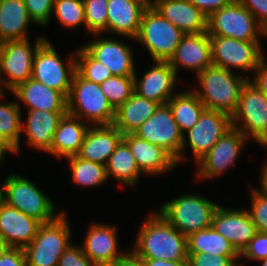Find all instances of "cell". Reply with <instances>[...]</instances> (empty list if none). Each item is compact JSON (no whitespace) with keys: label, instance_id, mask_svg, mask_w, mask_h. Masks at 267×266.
I'll return each mask as SVG.
<instances>
[{"label":"cell","instance_id":"cell-1","mask_svg":"<svg viewBox=\"0 0 267 266\" xmlns=\"http://www.w3.org/2000/svg\"><path fill=\"white\" fill-rule=\"evenodd\" d=\"M131 249L142 259L188 260L187 237L160 213H152L139 228Z\"/></svg>","mask_w":267,"mask_h":266},{"label":"cell","instance_id":"cell-2","mask_svg":"<svg viewBox=\"0 0 267 266\" xmlns=\"http://www.w3.org/2000/svg\"><path fill=\"white\" fill-rule=\"evenodd\" d=\"M200 89H193L206 109L224 112L230 116L237 109L240 93L248 79L227 69L207 67L197 75Z\"/></svg>","mask_w":267,"mask_h":266},{"label":"cell","instance_id":"cell-3","mask_svg":"<svg viewBox=\"0 0 267 266\" xmlns=\"http://www.w3.org/2000/svg\"><path fill=\"white\" fill-rule=\"evenodd\" d=\"M67 113L79 117L92 126L114 124L115 110L101 90L93 83L74 73L67 97Z\"/></svg>","mask_w":267,"mask_h":266},{"label":"cell","instance_id":"cell-4","mask_svg":"<svg viewBox=\"0 0 267 266\" xmlns=\"http://www.w3.org/2000/svg\"><path fill=\"white\" fill-rule=\"evenodd\" d=\"M218 204L202 195L187 193L164 203L160 213L181 234L188 237L192 233L211 227L212 216Z\"/></svg>","mask_w":267,"mask_h":266},{"label":"cell","instance_id":"cell-5","mask_svg":"<svg viewBox=\"0 0 267 266\" xmlns=\"http://www.w3.org/2000/svg\"><path fill=\"white\" fill-rule=\"evenodd\" d=\"M3 187V202L41 223L52 222L62 214L56 213L55 204L49 196L20 175H7Z\"/></svg>","mask_w":267,"mask_h":266},{"label":"cell","instance_id":"cell-6","mask_svg":"<svg viewBox=\"0 0 267 266\" xmlns=\"http://www.w3.org/2000/svg\"><path fill=\"white\" fill-rule=\"evenodd\" d=\"M65 212L42 223L32 242L24 248L27 266H57L69 243L71 231Z\"/></svg>","mask_w":267,"mask_h":266},{"label":"cell","instance_id":"cell-7","mask_svg":"<svg viewBox=\"0 0 267 266\" xmlns=\"http://www.w3.org/2000/svg\"><path fill=\"white\" fill-rule=\"evenodd\" d=\"M184 34L154 7H147L134 40L146 47L153 61H169Z\"/></svg>","mask_w":267,"mask_h":266},{"label":"cell","instance_id":"cell-8","mask_svg":"<svg viewBox=\"0 0 267 266\" xmlns=\"http://www.w3.org/2000/svg\"><path fill=\"white\" fill-rule=\"evenodd\" d=\"M231 121L232 126L239 129L246 138L251 136L258 145L267 149V96L249 80L241 90Z\"/></svg>","mask_w":267,"mask_h":266},{"label":"cell","instance_id":"cell-9","mask_svg":"<svg viewBox=\"0 0 267 266\" xmlns=\"http://www.w3.org/2000/svg\"><path fill=\"white\" fill-rule=\"evenodd\" d=\"M209 36H223L241 41L260 42L267 33L257 23L252 13L238 0L213 12L208 17Z\"/></svg>","mask_w":267,"mask_h":266},{"label":"cell","instance_id":"cell-10","mask_svg":"<svg viewBox=\"0 0 267 266\" xmlns=\"http://www.w3.org/2000/svg\"><path fill=\"white\" fill-rule=\"evenodd\" d=\"M73 54L65 66L51 42L46 39L35 53L31 78L60 91L67 98L76 72V57Z\"/></svg>","mask_w":267,"mask_h":266},{"label":"cell","instance_id":"cell-11","mask_svg":"<svg viewBox=\"0 0 267 266\" xmlns=\"http://www.w3.org/2000/svg\"><path fill=\"white\" fill-rule=\"evenodd\" d=\"M45 40L44 36L39 37L34 46L29 39L0 43V75L7 90L12 91L31 78L35 53ZM5 74L8 79H4Z\"/></svg>","mask_w":267,"mask_h":266},{"label":"cell","instance_id":"cell-12","mask_svg":"<svg viewBox=\"0 0 267 266\" xmlns=\"http://www.w3.org/2000/svg\"><path fill=\"white\" fill-rule=\"evenodd\" d=\"M210 44L212 65L229 71L234 67L254 73L263 55L261 42L210 36Z\"/></svg>","mask_w":267,"mask_h":266},{"label":"cell","instance_id":"cell-13","mask_svg":"<svg viewBox=\"0 0 267 266\" xmlns=\"http://www.w3.org/2000/svg\"><path fill=\"white\" fill-rule=\"evenodd\" d=\"M232 127L231 116L217 110L204 109L198 122L184 135V141L179 155V163L183 161V152L187 143L192 150L193 157L198 162L220 140V138ZM186 136L188 137L186 139ZM188 140V142L186 141Z\"/></svg>","mask_w":267,"mask_h":266},{"label":"cell","instance_id":"cell-14","mask_svg":"<svg viewBox=\"0 0 267 266\" xmlns=\"http://www.w3.org/2000/svg\"><path fill=\"white\" fill-rule=\"evenodd\" d=\"M148 142L162 147L179 163L184 134L174 120L168 104L159 105L154 114L134 132Z\"/></svg>","mask_w":267,"mask_h":266},{"label":"cell","instance_id":"cell-15","mask_svg":"<svg viewBox=\"0 0 267 266\" xmlns=\"http://www.w3.org/2000/svg\"><path fill=\"white\" fill-rule=\"evenodd\" d=\"M247 138L237 128L231 127L198 162V178H213L223 175L240 155Z\"/></svg>","mask_w":267,"mask_h":266},{"label":"cell","instance_id":"cell-16","mask_svg":"<svg viewBox=\"0 0 267 266\" xmlns=\"http://www.w3.org/2000/svg\"><path fill=\"white\" fill-rule=\"evenodd\" d=\"M211 226L227 239L239 254L257 232L247 209H229L221 205L213 213Z\"/></svg>","mask_w":267,"mask_h":266},{"label":"cell","instance_id":"cell-17","mask_svg":"<svg viewBox=\"0 0 267 266\" xmlns=\"http://www.w3.org/2000/svg\"><path fill=\"white\" fill-rule=\"evenodd\" d=\"M82 46L94 59L103 63L113 76H134L133 52L125 43L112 39L97 38Z\"/></svg>","mask_w":267,"mask_h":266},{"label":"cell","instance_id":"cell-18","mask_svg":"<svg viewBox=\"0 0 267 266\" xmlns=\"http://www.w3.org/2000/svg\"><path fill=\"white\" fill-rule=\"evenodd\" d=\"M155 65L147 70L142 79L134 75V92L139 96L156 101L160 105L167 104L174 95L177 84V73L168 61H154Z\"/></svg>","mask_w":267,"mask_h":266},{"label":"cell","instance_id":"cell-19","mask_svg":"<svg viewBox=\"0 0 267 266\" xmlns=\"http://www.w3.org/2000/svg\"><path fill=\"white\" fill-rule=\"evenodd\" d=\"M178 73V67L194 70L196 75L212 66L208 32L184 34L175 53L168 61Z\"/></svg>","mask_w":267,"mask_h":266},{"label":"cell","instance_id":"cell-20","mask_svg":"<svg viewBox=\"0 0 267 266\" xmlns=\"http://www.w3.org/2000/svg\"><path fill=\"white\" fill-rule=\"evenodd\" d=\"M41 224L5 202L0 203V236L9 247L24 249L35 238Z\"/></svg>","mask_w":267,"mask_h":266},{"label":"cell","instance_id":"cell-21","mask_svg":"<svg viewBox=\"0 0 267 266\" xmlns=\"http://www.w3.org/2000/svg\"><path fill=\"white\" fill-rule=\"evenodd\" d=\"M123 141L130 148L143 175L157 176L177 165L176 160L162 147L154 145L134 133L124 134Z\"/></svg>","mask_w":267,"mask_h":266},{"label":"cell","instance_id":"cell-22","mask_svg":"<svg viewBox=\"0 0 267 266\" xmlns=\"http://www.w3.org/2000/svg\"><path fill=\"white\" fill-rule=\"evenodd\" d=\"M153 7L185 34L208 30V17L189 0H154Z\"/></svg>","mask_w":267,"mask_h":266},{"label":"cell","instance_id":"cell-23","mask_svg":"<svg viewBox=\"0 0 267 266\" xmlns=\"http://www.w3.org/2000/svg\"><path fill=\"white\" fill-rule=\"evenodd\" d=\"M85 237L81 248L94 265L118 261L127 252H119L115 226L94 222Z\"/></svg>","mask_w":267,"mask_h":266},{"label":"cell","instance_id":"cell-24","mask_svg":"<svg viewBox=\"0 0 267 266\" xmlns=\"http://www.w3.org/2000/svg\"><path fill=\"white\" fill-rule=\"evenodd\" d=\"M122 140L123 134L113 124L90 125L78 156L106 166L111 154Z\"/></svg>","mask_w":267,"mask_h":266},{"label":"cell","instance_id":"cell-25","mask_svg":"<svg viewBox=\"0 0 267 266\" xmlns=\"http://www.w3.org/2000/svg\"><path fill=\"white\" fill-rule=\"evenodd\" d=\"M146 8L137 0H108L107 32L134 40Z\"/></svg>","mask_w":267,"mask_h":266},{"label":"cell","instance_id":"cell-26","mask_svg":"<svg viewBox=\"0 0 267 266\" xmlns=\"http://www.w3.org/2000/svg\"><path fill=\"white\" fill-rule=\"evenodd\" d=\"M89 123L69 113L64 114L57 125L51 149L47 152L58 158L78 155Z\"/></svg>","mask_w":267,"mask_h":266},{"label":"cell","instance_id":"cell-27","mask_svg":"<svg viewBox=\"0 0 267 266\" xmlns=\"http://www.w3.org/2000/svg\"><path fill=\"white\" fill-rule=\"evenodd\" d=\"M67 111L28 110L26 124L22 122L27 143L34 149L48 152L51 149L54 134L60 118Z\"/></svg>","mask_w":267,"mask_h":266},{"label":"cell","instance_id":"cell-28","mask_svg":"<svg viewBox=\"0 0 267 266\" xmlns=\"http://www.w3.org/2000/svg\"><path fill=\"white\" fill-rule=\"evenodd\" d=\"M28 110L67 111V98L57 90L30 78L11 91Z\"/></svg>","mask_w":267,"mask_h":266},{"label":"cell","instance_id":"cell-29","mask_svg":"<svg viewBox=\"0 0 267 266\" xmlns=\"http://www.w3.org/2000/svg\"><path fill=\"white\" fill-rule=\"evenodd\" d=\"M31 22L24 0H0V43L29 39Z\"/></svg>","mask_w":267,"mask_h":266},{"label":"cell","instance_id":"cell-30","mask_svg":"<svg viewBox=\"0 0 267 266\" xmlns=\"http://www.w3.org/2000/svg\"><path fill=\"white\" fill-rule=\"evenodd\" d=\"M160 104L143 98L137 93L115 110L114 126L124 135L134 133L147 119H149Z\"/></svg>","mask_w":267,"mask_h":266},{"label":"cell","instance_id":"cell-31","mask_svg":"<svg viewBox=\"0 0 267 266\" xmlns=\"http://www.w3.org/2000/svg\"><path fill=\"white\" fill-rule=\"evenodd\" d=\"M187 252L240 258V254L231 243L212 226L192 233L187 237Z\"/></svg>","mask_w":267,"mask_h":266},{"label":"cell","instance_id":"cell-32","mask_svg":"<svg viewBox=\"0 0 267 266\" xmlns=\"http://www.w3.org/2000/svg\"><path fill=\"white\" fill-rule=\"evenodd\" d=\"M167 104L171 108L174 120L184 135L186 131L198 122L205 109V105L200 101L193 89L175 93Z\"/></svg>","mask_w":267,"mask_h":266},{"label":"cell","instance_id":"cell-33","mask_svg":"<svg viewBox=\"0 0 267 266\" xmlns=\"http://www.w3.org/2000/svg\"><path fill=\"white\" fill-rule=\"evenodd\" d=\"M105 168L108 179L112 176L111 178L114 177L121 184L131 187H134L142 175L130 148L123 140L111 154Z\"/></svg>","mask_w":267,"mask_h":266},{"label":"cell","instance_id":"cell-34","mask_svg":"<svg viewBox=\"0 0 267 266\" xmlns=\"http://www.w3.org/2000/svg\"><path fill=\"white\" fill-rule=\"evenodd\" d=\"M72 180L79 186L96 187L108 180L105 165L84 160L78 155L67 157Z\"/></svg>","mask_w":267,"mask_h":266},{"label":"cell","instance_id":"cell-35","mask_svg":"<svg viewBox=\"0 0 267 266\" xmlns=\"http://www.w3.org/2000/svg\"><path fill=\"white\" fill-rule=\"evenodd\" d=\"M20 107L17 101L0 104V136L15 148L16 154L20 151L23 122Z\"/></svg>","mask_w":267,"mask_h":266},{"label":"cell","instance_id":"cell-36","mask_svg":"<svg viewBox=\"0 0 267 266\" xmlns=\"http://www.w3.org/2000/svg\"><path fill=\"white\" fill-rule=\"evenodd\" d=\"M134 76H112L100 84L108 102L117 110L134 93Z\"/></svg>","mask_w":267,"mask_h":266},{"label":"cell","instance_id":"cell-37","mask_svg":"<svg viewBox=\"0 0 267 266\" xmlns=\"http://www.w3.org/2000/svg\"><path fill=\"white\" fill-rule=\"evenodd\" d=\"M75 57L76 72L85 80L101 84L113 76L103 63L94 59L83 47L75 51Z\"/></svg>","mask_w":267,"mask_h":266},{"label":"cell","instance_id":"cell-38","mask_svg":"<svg viewBox=\"0 0 267 266\" xmlns=\"http://www.w3.org/2000/svg\"><path fill=\"white\" fill-rule=\"evenodd\" d=\"M52 12L64 28H77L86 24L83 0H54Z\"/></svg>","mask_w":267,"mask_h":266},{"label":"cell","instance_id":"cell-39","mask_svg":"<svg viewBox=\"0 0 267 266\" xmlns=\"http://www.w3.org/2000/svg\"><path fill=\"white\" fill-rule=\"evenodd\" d=\"M85 12V28L95 38L102 32H107L108 0H83Z\"/></svg>","mask_w":267,"mask_h":266},{"label":"cell","instance_id":"cell-40","mask_svg":"<svg viewBox=\"0 0 267 266\" xmlns=\"http://www.w3.org/2000/svg\"><path fill=\"white\" fill-rule=\"evenodd\" d=\"M251 191V208L248 210L259 232H267V196L254 187Z\"/></svg>","mask_w":267,"mask_h":266},{"label":"cell","instance_id":"cell-41","mask_svg":"<svg viewBox=\"0 0 267 266\" xmlns=\"http://www.w3.org/2000/svg\"><path fill=\"white\" fill-rule=\"evenodd\" d=\"M24 4L33 23L41 26L49 23L54 0H24Z\"/></svg>","mask_w":267,"mask_h":266},{"label":"cell","instance_id":"cell-42","mask_svg":"<svg viewBox=\"0 0 267 266\" xmlns=\"http://www.w3.org/2000/svg\"><path fill=\"white\" fill-rule=\"evenodd\" d=\"M238 258H228L222 255H211L208 253H188L190 266H245L236 263Z\"/></svg>","mask_w":267,"mask_h":266},{"label":"cell","instance_id":"cell-43","mask_svg":"<svg viewBox=\"0 0 267 266\" xmlns=\"http://www.w3.org/2000/svg\"><path fill=\"white\" fill-rule=\"evenodd\" d=\"M260 261L267 258V232L257 231L249 245L240 254V258Z\"/></svg>","mask_w":267,"mask_h":266},{"label":"cell","instance_id":"cell-44","mask_svg":"<svg viewBox=\"0 0 267 266\" xmlns=\"http://www.w3.org/2000/svg\"><path fill=\"white\" fill-rule=\"evenodd\" d=\"M57 266H94L83 253L81 246L71 244L63 253Z\"/></svg>","mask_w":267,"mask_h":266},{"label":"cell","instance_id":"cell-45","mask_svg":"<svg viewBox=\"0 0 267 266\" xmlns=\"http://www.w3.org/2000/svg\"><path fill=\"white\" fill-rule=\"evenodd\" d=\"M255 17L260 27L267 33V0H238Z\"/></svg>","mask_w":267,"mask_h":266},{"label":"cell","instance_id":"cell-46","mask_svg":"<svg viewBox=\"0 0 267 266\" xmlns=\"http://www.w3.org/2000/svg\"><path fill=\"white\" fill-rule=\"evenodd\" d=\"M0 266H27L24 249L9 247L0 257Z\"/></svg>","mask_w":267,"mask_h":266},{"label":"cell","instance_id":"cell-47","mask_svg":"<svg viewBox=\"0 0 267 266\" xmlns=\"http://www.w3.org/2000/svg\"><path fill=\"white\" fill-rule=\"evenodd\" d=\"M264 54L262 55L258 67L254 71L253 80L249 79L263 94L267 96V63Z\"/></svg>","mask_w":267,"mask_h":266},{"label":"cell","instance_id":"cell-48","mask_svg":"<svg viewBox=\"0 0 267 266\" xmlns=\"http://www.w3.org/2000/svg\"><path fill=\"white\" fill-rule=\"evenodd\" d=\"M207 17L218 9L231 4L234 0H189Z\"/></svg>","mask_w":267,"mask_h":266},{"label":"cell","instance_id":"cell-49","mask_svg":"<svg viewBox=\"0 0 267 266\" xmlns=\"http://www.w3.org/2000/svg\"><path fill=\"white\" fill-rule=\"evenodd\" d=\"M121 266H146V265L142 258L138 257L132 250H129L121 257Z\"/></svg>","mask_w":267,"mask_h":266},{"label":"cell","instance_id":"cell-50","mask_svg":"<svg viewBox=\"0 0 267 266\" xmlns=\"http://www.w3.org/2000/svg\"><path fill=\"white\" fill-rule=\"evenodd\" d=\"M146 266H190L188 260L168 261L163 259H143Z\"/></svg>","mask_w":267,"mask_h":266},{"label":"cell","instance_id":"cell-51","mask_svg":"<svg viewBox=\"0 0 267 266\" xmlns=\"http://www.w3.org/2000/svg\"><path fill=\"white\" fill-rule=\"evenodd\" d=\"M7 153H13L15 155L16 150L8 141L0 136V164Z\"/></svg>","mask_w":267,"mask_h":266},{"label":"cell","instance_id":"cell-52","mask_svg":"<svg viewBox=\"0 0 267 266\" xmlns=\"http://www.w3.org/2000/svg\"><path fill=\"white\" fill-rule=\"evenodd\" d=\"M264 167L262 168L263 170L261 171L262 174H261V186L262 188L259 190L261 191L264 195L267 196V161L265 163V165H263Z\"/></svg>","mask_w":267,"mask_h":266},{"label":"cell","instance_id":"cell-53","mask_svg":"<svg viewBox=\"0 0 267 266\" xmlns=\"http://www.w3.org/2000/svg\"><path fill=\"white\" fill-rule=\"evenodd\" d=\"M9 246L5 243L3 238L0 236V257L5 253Z\"/></svg>","mask_w":267,"mask_h":266},{"label":"cell","instance_id":"cell-54","mask_svg":"<svg viewBox=\"0 0 267 266\" xmlns=\"http://www.w3.org/2000/svg\"><path fill=\"white\" fill-rule=\"evenodd\" d=\"M94 266H121V258L115 262L98 263Z\"/></svg>","mask_w":267,"mask_h":266},{"label":"cell","instance_id":"cell-55","mask_svg":"<svg viewBox=\"0 0 267 266\" xmlns=\"http://www.w3.org/2000/svg\"><path fill=\"white\" fill-rule=\"evenodd\" d=\"M146 7H153L154 0H137Z\"/></svg>","mask_w":267,"mask_h":266},{"label":"cell","instance_id":"cell-56","mask_svg":"<svg viewBox=\"0 0 267 266\" xmlns=\"http://www.w3.org/2000/svg\"><path fill=\"white\" fill-rule=\"evenodd\" d=\"M2 85H4L3 84V81H2V78H1V75H0V99H4V93H3V88L2 87H4L5 88V86H2Z\"/></svg>","mask_w":267,"mask_h":266},{"label":"cell","instance_id":"cell-57","mask_svg":"<svg viewBox=\"0 0 267 266\" xmlns=\"http://www.w3.org/2000/svg\"><path fill=\"white\" fill-rule=\"evenodd\" d=\"M3 192H4V187L2 186H0V203H2L3 202Z\"/></svg>","mask_w":267,"mask_h":266},{"label":"cell","instance_id":"cell-58","mask_svg":"<svg viewBox=\"0 0 267 266\" xmlns=\"http://www.w3.org/2000/svg\"><path fill=\"white\" fill-rule=\"evenodd\" d=\"M260 261H262V265L261 266H267V258L262 259Z\"/></svg>","mask_w":267,"mask_h":266}]
</instances>
